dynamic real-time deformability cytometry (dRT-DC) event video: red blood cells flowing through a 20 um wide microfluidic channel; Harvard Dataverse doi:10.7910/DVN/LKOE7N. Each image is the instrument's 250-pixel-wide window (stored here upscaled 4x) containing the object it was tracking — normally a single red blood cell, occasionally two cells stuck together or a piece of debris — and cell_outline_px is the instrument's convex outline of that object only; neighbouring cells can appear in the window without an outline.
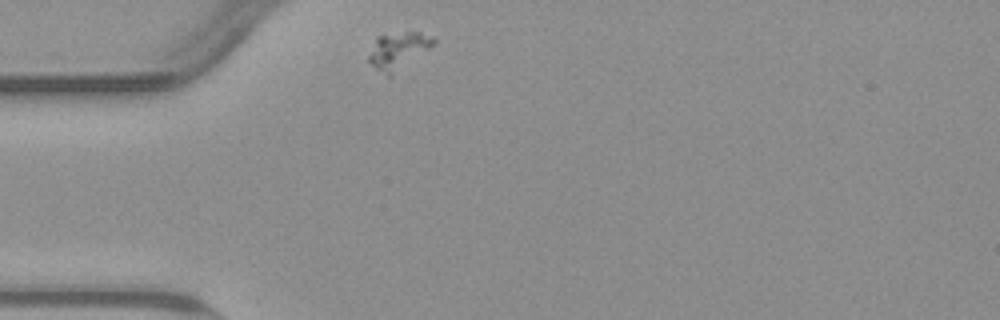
{"species": "common noctule bat (a hibernating species)", "species_latin": "Nyctalus noctula", "temperature_condition": "warm", "stored_images_in_passage": 39, "camera_frame_rate_fps": 3000, "um_per_image_px": 0.085, "animal": {"sex": "male", "body_mass_g": 23.1, "forearm_length_mm": 52.7}, "frame": {"image": 1, "passage_image": 1, "time_ms": 0.0, "image_size_px": [1000, 320], "cell_outline_px": [[436, 44], [392, 76], [388, 76], [376, 68], [368, 60], [368, 56], [376, 36], [404, 32], [420, 32], [436, 36]], "centroid_in_image_um": [33.9, 4.28], "position_along_channel_um": 51.1, "area_um2": 14.05}}
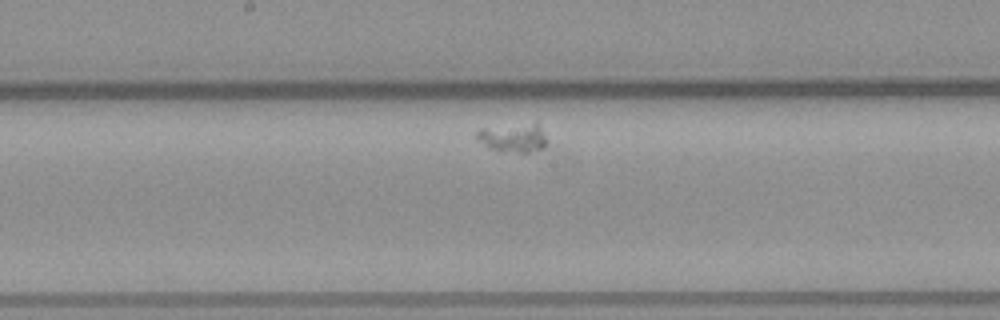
{"frame": {"image": 2, "passage_image": 17, "time_ms": 5.333, "image_size_px": [1000, 320], "cell_outline_px": [[544, 148], [528, 152], [496, 152], [488, 148], [476, 140], [476, 132], [480, 128], [536, 120], [544, 136]], "centroid_in_image_um": [43.55, 11.67], "position_along_channel_um": 204.7, "area_um2": 12.31}}
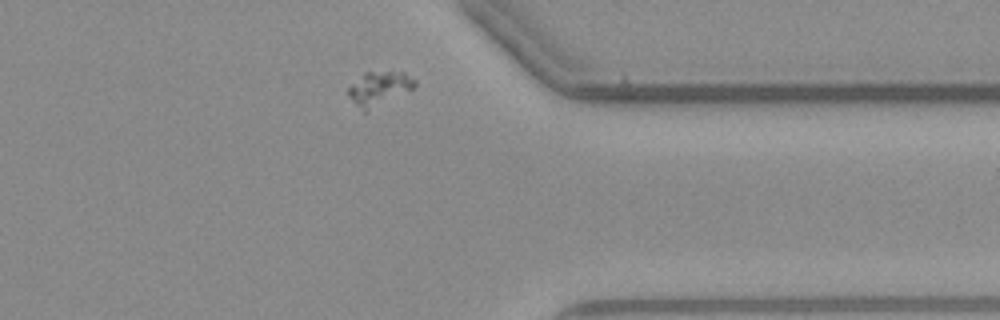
{"frame": {"image": 3, "passage_image": 34, "time_ms": 11.0, "image_size_px": [1000, 320], "cell_outline_px": [[416, 84], [412, 88], [364, 112], [348, 96], [348, 88], [364, 72], [404, 72], [416, 80]], "centroid_in_image_um": [32.2, 7.49], "position_along_channel_um": 379.2, "area_um2": 12.54}}